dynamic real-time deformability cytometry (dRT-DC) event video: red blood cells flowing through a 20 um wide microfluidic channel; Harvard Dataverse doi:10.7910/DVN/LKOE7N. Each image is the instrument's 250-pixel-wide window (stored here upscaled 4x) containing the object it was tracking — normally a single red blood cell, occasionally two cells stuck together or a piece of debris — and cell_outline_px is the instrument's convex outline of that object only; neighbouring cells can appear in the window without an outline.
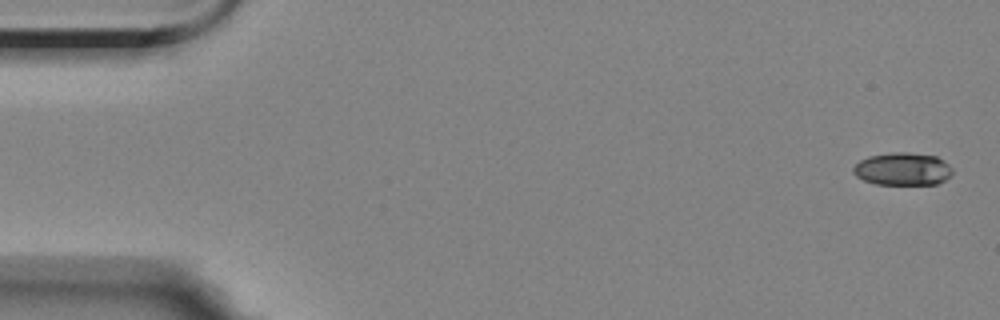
{"species": "Egyptian fruit bat (a non-hibernating species)", "species_latin": "Rousettus aegyptiacus", "temperature_condition": "room temperature", "stored_images_in_passage": 6, "camera_frame_rate_fps": 3000, "um_per_image_px": 0.085, "animal": {"sex": "female"}, "frame": {"image": 1, "passage_image": 1, "time_ms": 0.0, "image_size_px": [1000, 320], "cell_outline_px": [[952, 172], [944, 180], [936, 184], [876, 184], [864, 180], [856, 176], [852, 172], [852, 168], [860, 160], [868, 156], [892, 152], [908, 152], [936, 156], [944, 160], [952, 168]], "centroid_in_image_um": [76.7, 14.35], "position_along_channel_um": 8.3, "area_um2": 18.9}}